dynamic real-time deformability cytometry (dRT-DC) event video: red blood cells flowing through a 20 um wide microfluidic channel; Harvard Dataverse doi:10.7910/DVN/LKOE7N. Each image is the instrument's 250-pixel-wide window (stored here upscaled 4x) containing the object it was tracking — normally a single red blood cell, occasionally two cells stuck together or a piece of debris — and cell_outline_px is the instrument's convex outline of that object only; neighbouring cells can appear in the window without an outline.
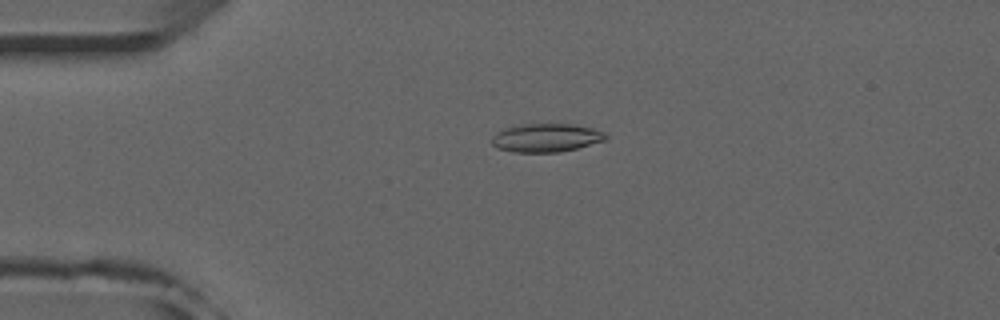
{"species": "common noctule bat (a hibernating species)", "species_latin": "Nyctalus noctula", "temperature_condition": "room temperature", "stored_images_in_passage": 52, "camera_frame_rate_fps": 3000, "um_per_image_px": 0.085, "animal": {"sex": "male", "forearm_length_mm": 52.5}, "frame": {"image": 1, "passage_image": 12, "time_ms": 3.667, "image_size_px": [1000, 320], "cell_outline_px": [[608, 140], [560, 152], [512, 152], [496, 148], [492, 144], [492, 136], [496, 132], [504, 128], [524, 124], [572, 124], [592, 128], [604, 132], [608, 136]], "centroid_in_image_um": [46.42, 11.71], "position_along_channel_um": 38.6, "area_um2": 18.96}}
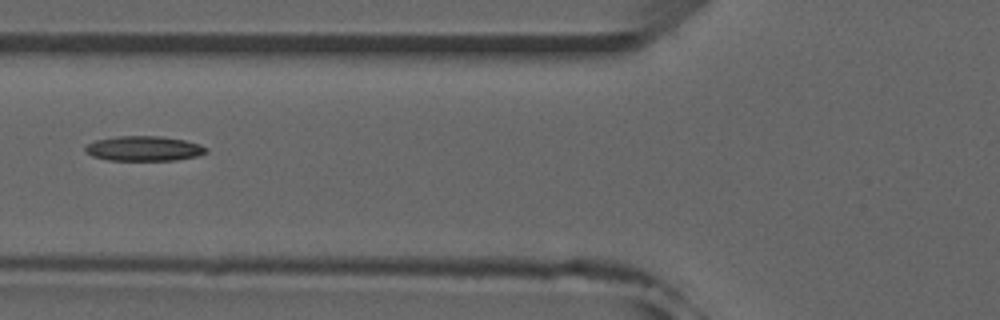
{"frame": {"image": 2, "passage_image": 20, "time_ms": 6.333, "image_size_px": [1000, 320], "cell_outline_px": [[208, 152], [196, 156], [176, 160], [108, 160], [92, 156], [84, 148], [88, 144], [96, 140], [116, 136], [160, 136], [184, 140], [200, 144], [208, 148]], "centroid_in_image_um": [12.26, 12.62], "position_along_channel_um": 113.5, "area_um2": 17.46}}
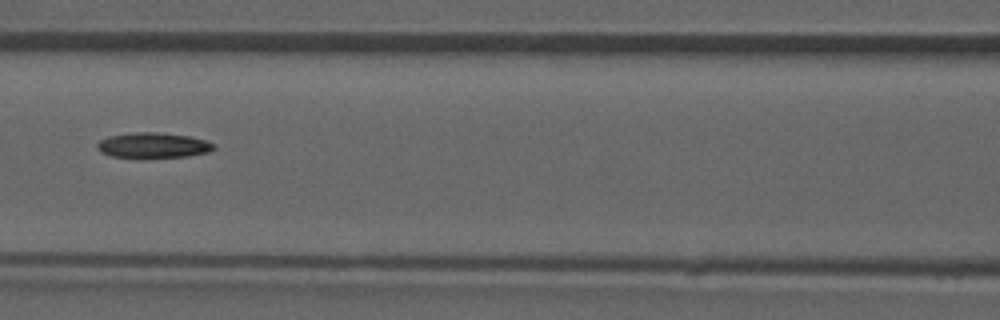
{"frame": {"image": 3, "passage_image": 23, "time_ms": 7.333, "image_size_px": [1000, 320], "cell_outline_px": [[216, 148], [208, 152], [188, 156], [144, 160], [112, 156], [100, 152], [96, 148], [96, 144], [100, 140], [108, 136], [136, 132], [156, 132], [192, 136], [216, 144]], "centroid_in_image_um": [13.01, 12.39], "position_along_channel_um": 153.6, "area_um2": 17.98}}